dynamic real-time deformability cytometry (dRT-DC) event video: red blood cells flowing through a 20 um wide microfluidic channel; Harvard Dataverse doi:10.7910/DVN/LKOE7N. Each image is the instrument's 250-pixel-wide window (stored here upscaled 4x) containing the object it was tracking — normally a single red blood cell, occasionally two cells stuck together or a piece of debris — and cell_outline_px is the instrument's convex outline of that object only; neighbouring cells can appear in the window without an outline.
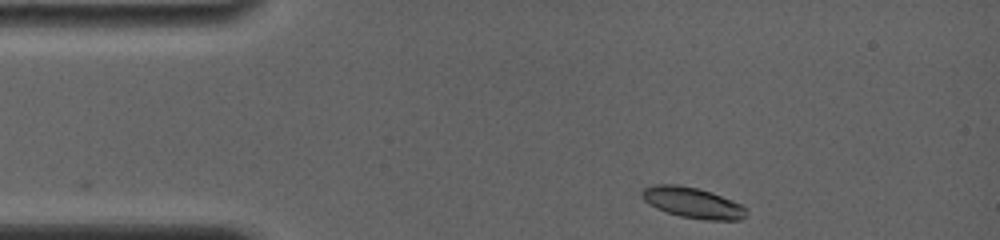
{"species": "common noctule bat (a hibernating species)", "species_latin": "Nyctalus noctula", "temperature_condition": "room temperature", "stored_images_in_passage": 23, "camera_frame_rate_fps": 4000, "um_per_image_px": 0.085, "animal": {"sex": "female", "body_mass_g": 19.0, "forearm_length_mm": 56.7}, "frame": {"image": 1, "passage_image": 1, "time_ms": 0.0, "image_size_px": [1000, 240], "cell_outline_px": [[744, 216], [740, 220], [704, 220], [680, 216], [656, 208], [648, 204], [640, 196], [640, 192], [644, 188], [656, 184], [676, 184], [696, 188], [712, 192], [732, 200], [740, 204], [744, 208]], "centroid_in_image_um": [58.82, 17.22], "position_along_channel_um": 26.2, "area_um2": 18.55}}
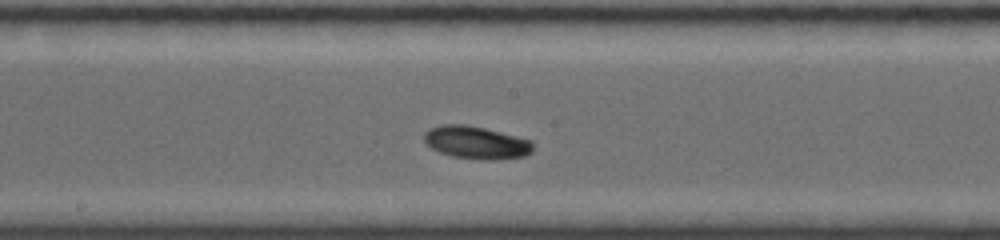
{"frame": {"image": 2, "passage_image": 12, "time_ms": 6.25, "image_size_px": [1000, 240], "cell_outline_px": [[532, 152], [524, 156], [452, 156], [440, 152], [432, 148], [424, 140], [424, 132], [440, 124], [468, 124], [532, 140]], "centroid_in_image_um": [40.42, 12.03], "position_along_channel_um": 207.8, "area_um2": 19.48}}
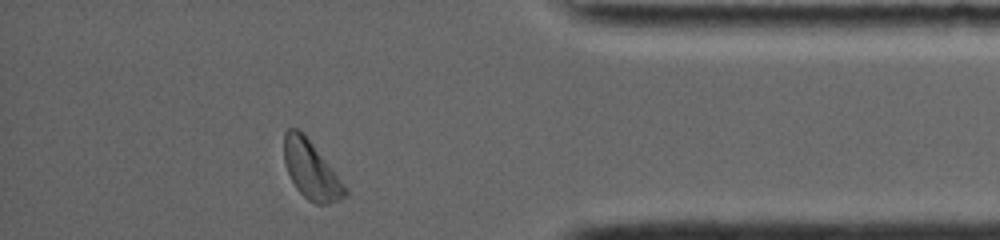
{"frame": {"image": 3, "passage_image": 22, "time_ms": 12.0, "image_size_px": [1000, 240], "cell_outline_px": [[348, 192], [344, 196], [328, 204], [316, 204], [308, 200], [296, 188], [288, 172], [284, 160], [284, 132], [288, 128], [296, 128], [304, 132], [348, 188]], "centroid_in_image_um": [26.44, 14.42], "position_along_channel_um": 408.8, "area_um2": 20.58}}